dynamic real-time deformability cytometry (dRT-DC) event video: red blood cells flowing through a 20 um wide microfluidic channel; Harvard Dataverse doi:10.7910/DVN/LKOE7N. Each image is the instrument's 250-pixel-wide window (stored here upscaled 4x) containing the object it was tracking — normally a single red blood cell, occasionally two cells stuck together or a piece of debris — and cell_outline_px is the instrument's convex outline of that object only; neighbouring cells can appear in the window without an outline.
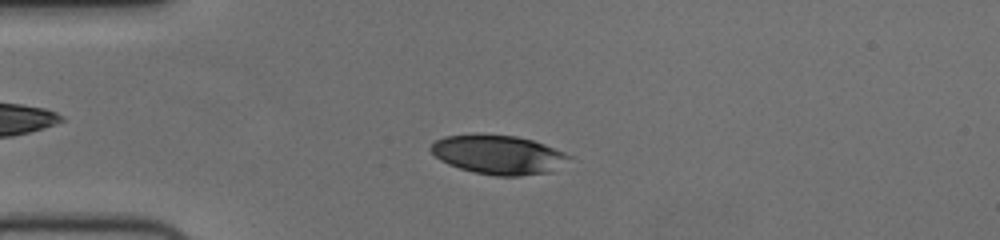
{"species": "human", "species_latin": "Homo sapiens", "temperature_condition": "cold", "stored_images_in_passage": 52, "camera_frame_rate_fps": 3000, "um_per_image_px": 0.085, "donor": {"sex": "female"}, "frame": {"image": 1, "passage_image": 11, "time_ms": 3.333, "image_size_px": [1000, 240], "cell_outline_px": [[572, 156], [552, 172], [520, 176], [496, 176], [472, 172], [448, 164], [440, 160], [428, 148], [436, 140], [444, 136], [476, 132], [516, 136], [532, 140], [544, 144], [564, 152]], "centroid_in_image_um": [42.32, 13.12], "position_along_channel_um": 42.7, "area_um2": 31.91}}
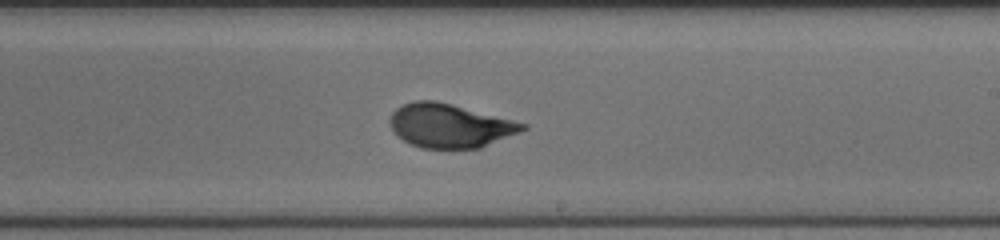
{"frame": {"image": 2, "passage_image": 30, "time_ms": 9.667, "image_size_px": [1000, 240], "cell_outline_px": [[528, 128], [520, 132], [480, 148], [420, 148], [404, 140], [392, 128], [388, 120], [392, 112], [396, 108], [404, 104], [416, 100], [436, 100], [452, 104], [528, 124]], "centroid_in_image_um": [38.24, 10.68], "position_along_channel_um": 250.8, "area_um2": 33.64}}
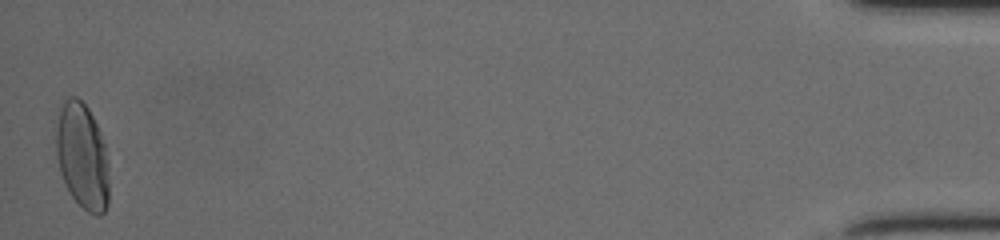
{"frame": {"image": 3, "passage_image": 52, "time_ms": 17.0, "image_size_px": [1000, 240], "cell_outline_px": [[108, 204], [104, 212], [100, 216], [96, 216], [88, 212], [72, 196], [60, 172], [56, 156], [56, 132], [60, 108], [64, 100], [68, 96], [76, 96], [88, 108], [100, 132], [104, 144], [108, 160]], "centroid_in_image_um": [7.0, 13.28], "position_along_channel_um": 428.2, "area_um2": 32.6}, "authors_computed_cell_mechanics": {"area_um2": 32.8015, "velocity_mm_per_s": 3.7074, "shape_relaxation_time_tau1_ms": 3.2281, "shape_relaxation_time_tau2_ms": null, "deformation_change_tau1": 0.153, "deformation_change_tau2": null}}